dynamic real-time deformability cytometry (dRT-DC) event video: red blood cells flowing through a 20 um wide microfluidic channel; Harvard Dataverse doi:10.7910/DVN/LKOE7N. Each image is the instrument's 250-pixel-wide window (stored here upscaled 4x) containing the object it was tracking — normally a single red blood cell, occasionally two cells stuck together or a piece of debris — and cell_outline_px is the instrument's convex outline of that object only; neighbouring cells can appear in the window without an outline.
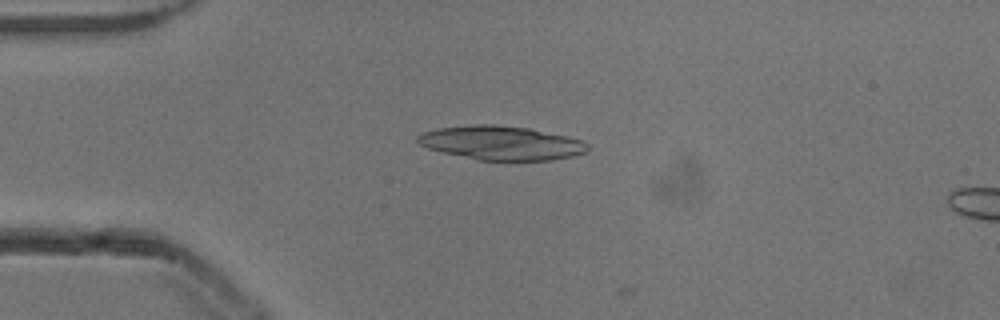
{"species": "common noctule bat (a hibernating species)", "species_latin": "Nyctalus noctula", "temperature_condition": "cold", "stored_images_in_passage": 8, "camera_frame_rate_fps": 3000, "um_per_image_px": 0.085, "animal": {"sex": "male", "body_mass_g": 13.3}, "frame": {"image": 1, "passage_image": 1, "time_ms": 0.0, "image_size_px": [1000, 320], "cell_outline_px": [[588, 148], [584, 152], [572, 156], [552, 160], [476, 160], [428, 148], [420, 144], [416, 140], [416, 136], [424, 132], [440, 128], [476, 124], [492, 124], [528, 128], [568, 136], [580, 140], [588, 144]], "centroid_in_image_um": [42.6, 12.15], "position_along_channel_um": 42.4, "area_um2": 33.35}}